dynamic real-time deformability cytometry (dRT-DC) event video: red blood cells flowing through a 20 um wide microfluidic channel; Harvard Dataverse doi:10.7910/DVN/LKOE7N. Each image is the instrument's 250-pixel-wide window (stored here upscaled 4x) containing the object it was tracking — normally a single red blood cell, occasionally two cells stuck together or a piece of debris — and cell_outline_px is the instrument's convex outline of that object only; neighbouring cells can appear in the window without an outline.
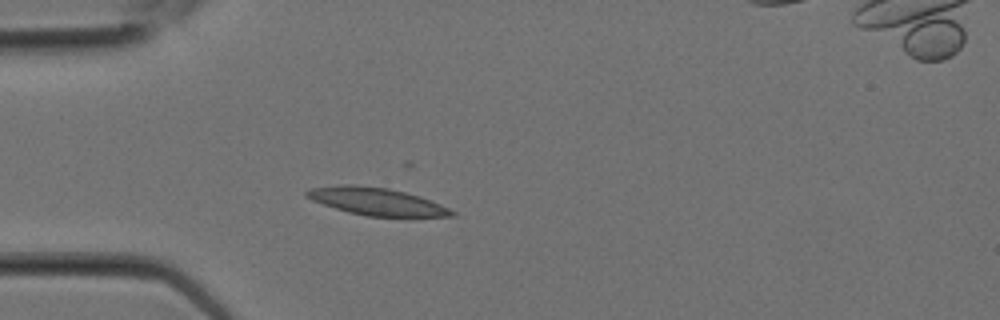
{"species": "Egyptian fruit bat (a non-hibernating species)", "species_latin": "Rousettus aegyptiacus", "temperature_condition": "room temperature", "stored_images_in_passage": 2, "camera_frame_rate_fps": 3000, "um_per_image_px": 0.085, "animal": {"sex": "female"}, "frame": {"image": 1, "passage_image": 1, "time_ms": 0.0, "image_size_px": [1000, 320], "cell_outline_px": [[456, 216], [368, 216], [348, 212], [312, 200], [304, 196], [304, 192], [308, 188], [344, 184], [352, 184], [388, 188], [420, 196], [440, 204], [456, 212]], "centroid_in_image_um": [31.97, 17.11], "position_along_channel_um": 53.0, "area_um2": 23.06}}